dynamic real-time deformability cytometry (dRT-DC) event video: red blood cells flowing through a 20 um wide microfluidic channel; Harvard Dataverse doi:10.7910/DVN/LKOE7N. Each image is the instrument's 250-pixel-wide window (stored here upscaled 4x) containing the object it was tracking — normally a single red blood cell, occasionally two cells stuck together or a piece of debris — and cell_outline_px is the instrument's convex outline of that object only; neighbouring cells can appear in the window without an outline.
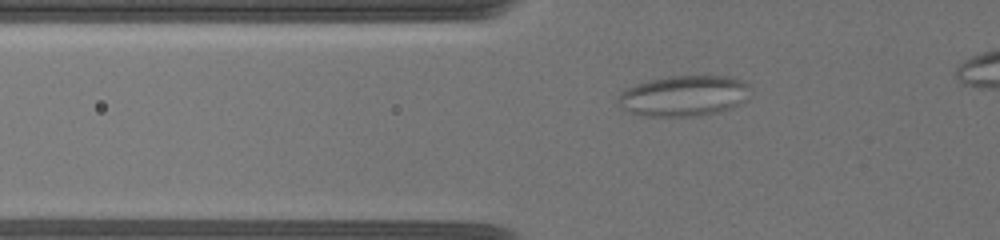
{"species": "common noctule bat (a hibernating species)", "species_latin": "Nyctalus noctula", "temperature_condition": "warm", "stored_images_in_passage": 57, "camera_frame_rate_fps": 3000, "um_per_image_px": 0.085, "animal": {"sex": "female", "body_mass_g": 19.5, "forearm_length_mm": 54.1}, "frame": {"image": 1, "passage_image": 15, "time_ms": 4.333, "image_size_px": [1000, 240], "cell_outline_px": [[748, 88], [744, 100], [740, 104], [732, 108], [700, 116], [644, 116], [628, 112], [616, 104], [616, 96], [620, 92], [636, 84], [668, 76], [732, 76], [744, 80], [748, 84]], "centroid_in_image_um": [58.08, 8.15], "position_along_channel_um": 67.7, "area_um2": 31.5}}
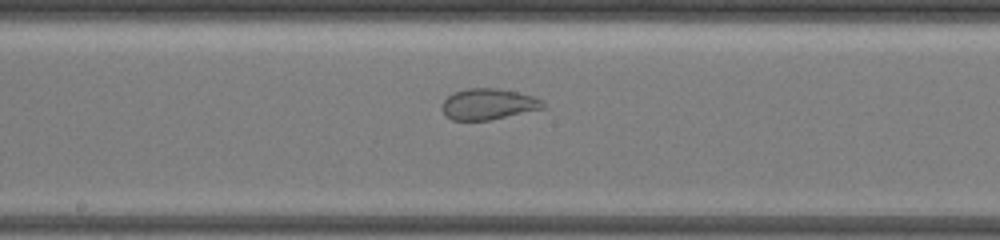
{"frame": {"image": 2, "passage_image": 32, "time_ms": 8.333, "image_size_px": [1000, 240], "cell_outline_px": [[548, 108], [488, 120], [452, 120], [444, 116], [440, 108], [440, 104], [448, 96], [456, 92], [468, 88], [496, 88], [516, 92], [532, 96], [540, 100]], "centroid_in_image_um": [41.47, 8.86], "position_along_channel_um": 206.7, "area_um2": 18.32}}
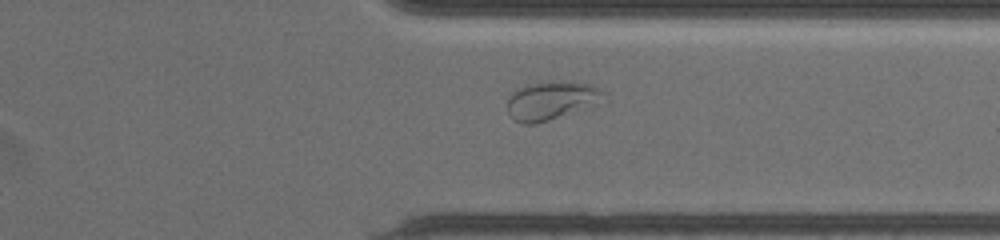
{"frame": {"image": 3, "passage_image": 52, "time_ms": 12.667, "image_size_px": [1000, 240], "cell_outline_px": [[604, 92], [548, 120], [536, 124], [524, 124], [516, 120], [508, 112], [508, 100], [520, 88], [528, 84], [548, 80], [560, 80], [588, 84], [600, 88]], "centroid_in_image_um": [46.63, 8.48], "position_along_channel_um": 364.8, "area_um2": 19.42}, "authors_computed_cell_mechanics": {"area_um2": 21.5016, "velocity_mm_per_s": 3.6416, "shape_relaxation_time_tau1_ms": null, "shape_relaxation_time_tau2_ms": 1.1343, "deformation_change_tau1": null, "deformation_change_tau2": 0.0624}}